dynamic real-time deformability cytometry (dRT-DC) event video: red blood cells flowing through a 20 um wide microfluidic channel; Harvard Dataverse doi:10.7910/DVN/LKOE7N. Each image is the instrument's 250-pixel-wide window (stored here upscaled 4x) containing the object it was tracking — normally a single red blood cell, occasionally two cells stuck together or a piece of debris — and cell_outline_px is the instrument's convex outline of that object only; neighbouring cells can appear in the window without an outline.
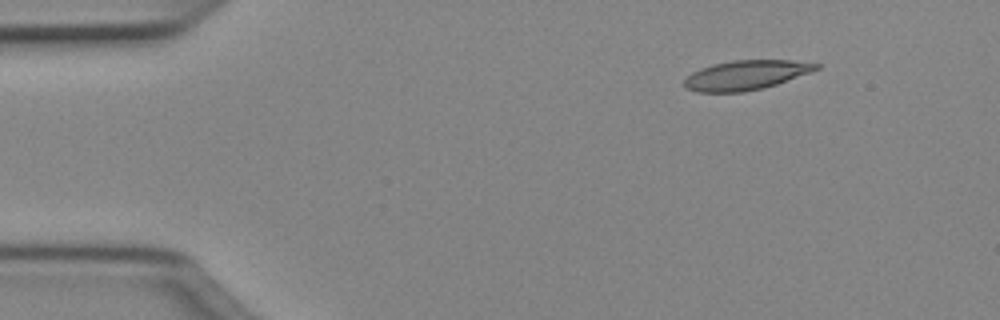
{"species": "Egyptian fruit bat (a non-hibernating species)", "species_latin": "Rousettus aegyptiacus", "temperature_condition": "cold", "stored_images_in_passage": 44, "camera_frame_rate_fps": 3000, "um_per_image_px": 0.085, "animal": {"sex": "female"}, "frame": {"image": 1, "passage_image": 1, "time_ms": 0.0, "image_size_px": [1000, 320], "cell_outline_px": [[820, 68], [776, 84], [764, 88], [744, 92], [696, 92], [684, 88], [684, 80], [692, 72], [700, 68], [712, 64], [732, 60], [792, 60], [820, 64]], "centroid_in_image_um": [63.36, 6.38], "position_along_channel_um": 21.6, "area_um2": 22.66}}
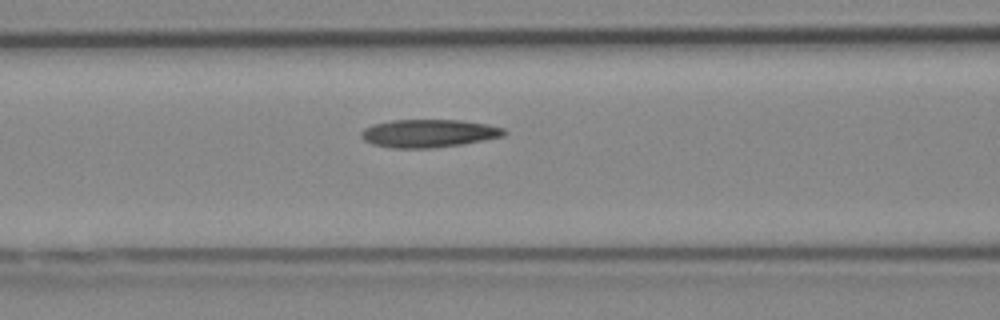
{"frame": {"image": 2, "passage_image": 15, "time_ms": 4.667, "image_size_px": [1000, 320], "cell_outline_px": [[508, 132], [504, 136], [464, 144], [432, 148], [392, 148], [372, 144], [364, 140], [360, 136], [360, 132], [364, 128], [372, 124], [392, 120], [460, 120], [488, 124], [504, 128]], "centroid_in_image_um": [36.44, 11.33], "position_along_channel_um": 130.2, "area_um2": 23.52}}
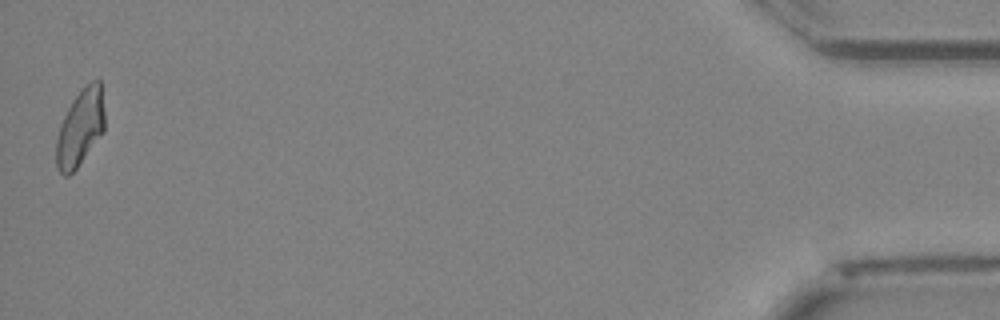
{"frame": {"image": 3, "passage_image": 44, "time_ms": 14.333, "image_size_px": [1000, 320], "cell_outline_px": [[104, 132], [76, 168], [68, 176], [64, 176], [56, 168], [56, 140], [60, 124], [72, 100], [92, 80], [100, 80], [104, 112]], "centroid_in_image_um": [6.81, 10.89], "position_along_channel_um": 428.4, "area_um2": 21.39}, "authors_computed_cell_mechanics": {"area_um2": 22.6576, "velocity_mm_per_s": 4.0542, "shape_relaxation_time_tau1_ms": null, "shape_relaxation_time_tau2_ms": 4.3929, "deformation_change_tau1": null, "deformation_change_tau2": 0.1342}}